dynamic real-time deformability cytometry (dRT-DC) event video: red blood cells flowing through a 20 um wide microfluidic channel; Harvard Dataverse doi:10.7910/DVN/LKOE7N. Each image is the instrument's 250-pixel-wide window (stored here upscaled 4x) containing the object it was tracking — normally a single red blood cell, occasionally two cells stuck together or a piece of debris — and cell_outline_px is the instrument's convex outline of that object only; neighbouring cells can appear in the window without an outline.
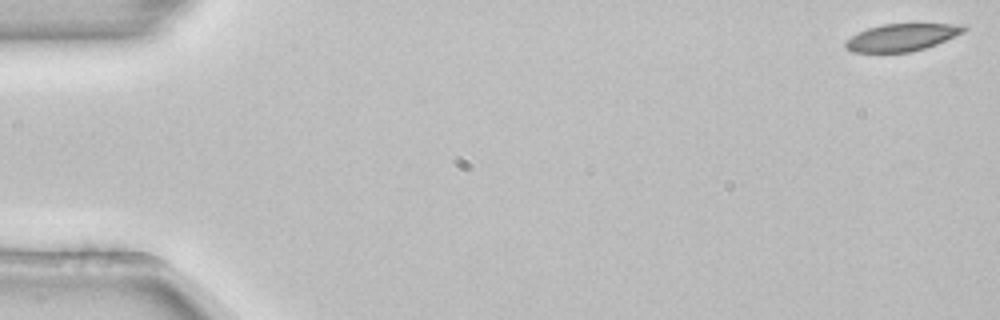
{"species": "common noctule bat (a hibernating species)", "species_latin": "Nyctalus noctula", "temperature_condition": "room temperature", "stored_images_in_passage": 53, "camera_frame_rate_fps": 3000, "um_per_image_px": 0.085, "animal": {"sex": "female", "body_mass_g": 22.7, "forearm_length_mm": 54.2}, "frame": {"image": 1, "passage_image": 1, "time_ms": 0.0, "image_size_px": [1000, 320], "cell_outline_px": [[968, 28], [964, 32], [936, 44], [924, 48], [908, 52], [852, 52], [844, 48], [844, 40], [868, 28], [884, 24], [952, 24]], "centroid_in_image_um": [76.59, 3.18], "position_along_channel_um": 8.4, "area_um2": 18.55}}
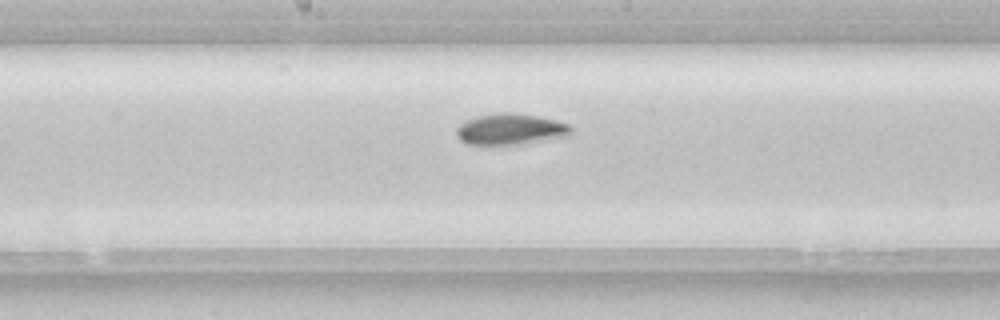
{"frame": {"image": 2, "passage_image": 28, "time_ms": 9.0, "image_size_px": [1000, 320], "cell_outline_px": [[572, 132], [568, 136], [516, 144], [468, 144], [460, 140], [456, 136], [456, 128], [460, 124], [476, 116], [500, 112], [512, 112], [536, 116], [556, 120], [568, 124], [572, 128]], "centroid_in_image_um": [43.37, 10.97], "position_along_channel_um": 204.8, "area_um2": 20.58}}
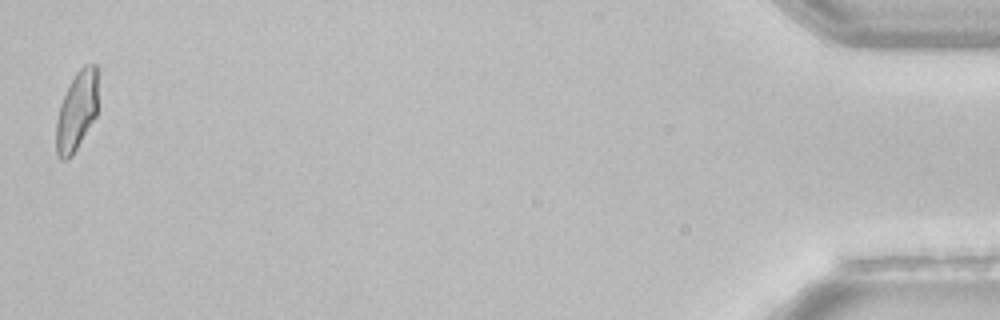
{"frame": {"image": 3, "passage_image": 53, "time_ms": 17.333, "image_size_px": [1000, 320], "cell_outline_px": [[96, 116], [72, 156], [68, 160], [60, 160], [56, 156], [56, 120], [60, 104], [76, 72], [84, 64], [96, 64]], "centroid_in_image_um": [6.49, 9.5], "position_along_channel_um": 428.7, "area_um2": 19.07}, "authors_computed_cell_mechanics": {"area_um2": 20.1722, "velocity_mm_per_s": 3.8479, "shape_relaxation_time_tau1_ms": 4.9766, "shape_relaxation_time_tau2_ms": 3.7909, "deformation_change_tau1": 0.1163, "deformation_change_tau2": 0.0829}}